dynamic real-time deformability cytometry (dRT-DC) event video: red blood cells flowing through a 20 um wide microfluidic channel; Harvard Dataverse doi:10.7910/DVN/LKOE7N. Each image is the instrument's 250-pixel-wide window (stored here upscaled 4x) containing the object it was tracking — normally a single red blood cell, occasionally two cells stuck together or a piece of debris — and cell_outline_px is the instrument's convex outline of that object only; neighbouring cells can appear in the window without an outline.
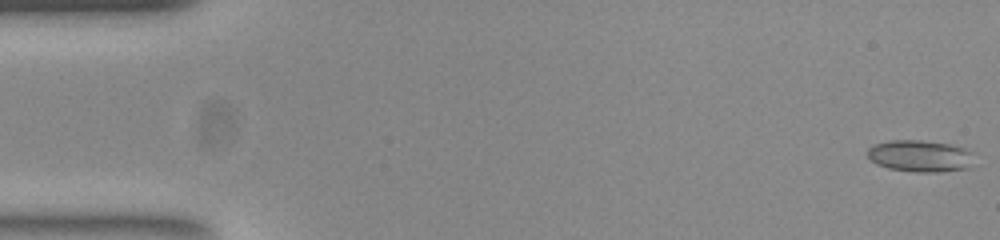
{"species": "common noctule bat (a hibernating species)", "species_latin": "Nyctalus noctula", "temperature_condition": "room temperature", "stored_images_in_passage": 53, "camera_frame_rate_fps": 3000, "um_per_image_px": 0.085, "animal": {"sex": "female", "body_mass_g": 23.0, "forearm_length_mm": 53.4}, "frame": {"image": 1, "passage_image": 1, "time_ms": 0.0, "image_size_px": [1000, 240], "cell_outline_px": [[976, 152], [972, 168], [940, 172], [916, 172], [888, 168], [876, 164], [868, 156], [868, 148], [876, 144], [888, 140], [920, 140], [948, 144], [964, 148]], "centroid_in_image_um": [78.29, 13.27], "position_along_channel_um": 6.7, "area_um2": 20.06}}
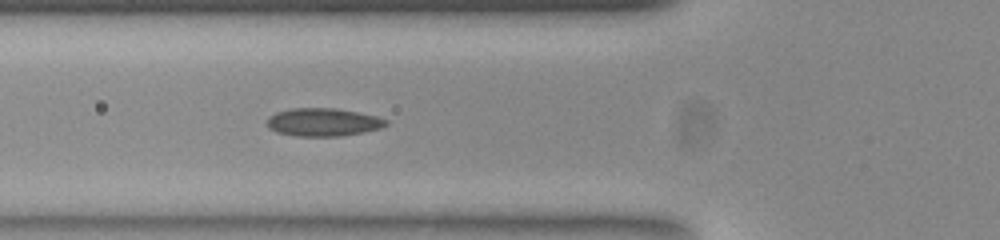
{"frame": {"image": 2, "passage_image": 19, "time_ms": 6.0, "image_size_px": [1000, 240], "cell_outline_px": [[388, 124], [380, 128], [364, 132], [340, 136], [296, 136], [276, 132], [268, 128], [268, 116], [276, 112], [292, 108], [336, 108], [376, 116], [388, 120]], "centroid_in_image_um": [27.45, 10.38], "position_along_channel_um": 98.3, "area_um2": 19.42}}
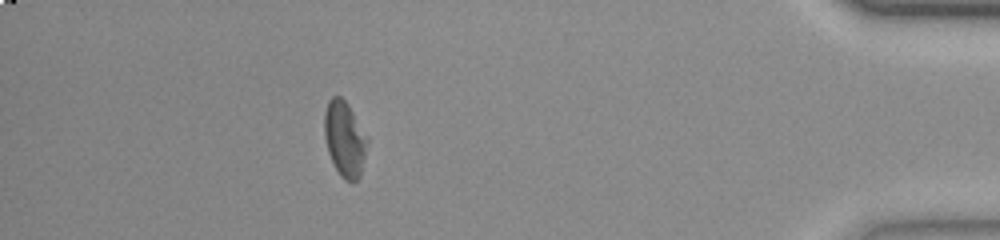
{"frame": {"image": 3, "passage_image": 47, "time_ms": 15.333, "image_size_px": [1000, 240], "cell_outline_px": [[368, 140], [360, 176], [356, 180], [344, 180], [340, 176], [328, 152], [324, 136], [324, 112], [328, 100], [332, 96], [340, 96], [348, 104]], "centroid_in_image_um": [29.26, 11.79], "position_along_channel_um": 405.9, "area_um2": 18.55}, "authors_computed_cell_mechanics": {"area_um2": 18.9006, "velocity_mm_per_s": 3.8718, "shape_relaxation_time_tau1_ms": null, "shape_relaxation_time_tau2_ms": 1.4769, "deformation_change_tau1": null, "deformation_change_tau2": 0.0771}}